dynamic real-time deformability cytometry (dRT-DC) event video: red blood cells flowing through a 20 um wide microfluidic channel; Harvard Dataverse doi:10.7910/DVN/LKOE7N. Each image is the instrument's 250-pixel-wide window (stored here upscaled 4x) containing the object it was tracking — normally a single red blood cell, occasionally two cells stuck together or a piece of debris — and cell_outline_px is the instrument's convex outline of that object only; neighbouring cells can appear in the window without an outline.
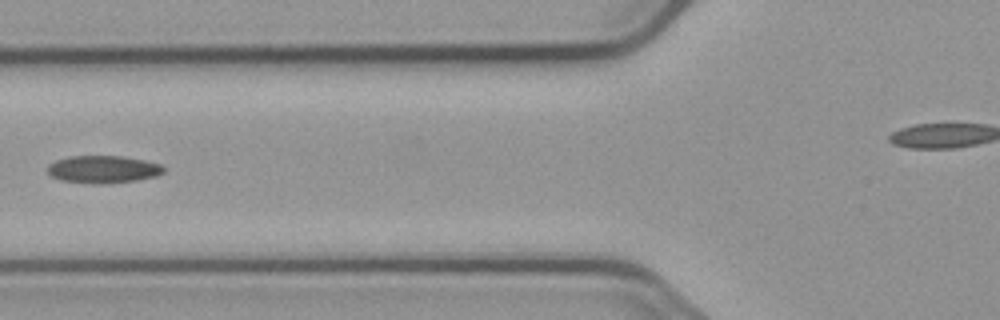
{"species": "common noctule bat (a hibernating species)", "species_latin": "Nyctalus noctula", "temperature_condition": "cold", "stored_images_in_passage": 4, "camera_frame_rate_fps": 3000, "um_per_image_px": 0.085, "animal": {"sex": "male", "body_mass_g": 23.1, "forearm_length_mm": 52.7}, "frame": {"image": 1, "passage_image": 3, "time_ms": 2.667, "image_size_px": [1000, 320], "cell_outline_px": [[164, 172], [156, 176], [136, 180], [100, 184], [96, 184], [60, 180], [52, 176], [48, 172], [48, 164], [56, 160], [72, 156], [120, 156], [144, 160], [160, 164], [164, 168]], "centroid_in_image_um": [8.76, 14.39], "position_along_channel_um": 117.0, "area_um2": 18.44}}
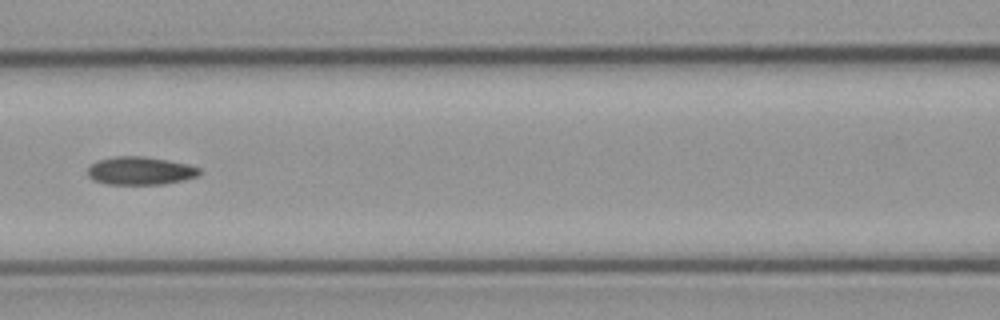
{"frame": {"image": 2, "passage_image": 4, "time_ms": 3.667, "image_size_px": [1000, 320], "cell_outline_px": [[200, 176], [184, 180], [164, 184], [108, 184], [92, 180], [88, 176], [88, 168], [96, 160], [116, 156], [144, 156], [168, 160], [188, 164], [200, 168]], "centroid_in_image_um": [11.93, 14.51], "position_along_channel_um": 154.7, "area_um2": 18.44}}